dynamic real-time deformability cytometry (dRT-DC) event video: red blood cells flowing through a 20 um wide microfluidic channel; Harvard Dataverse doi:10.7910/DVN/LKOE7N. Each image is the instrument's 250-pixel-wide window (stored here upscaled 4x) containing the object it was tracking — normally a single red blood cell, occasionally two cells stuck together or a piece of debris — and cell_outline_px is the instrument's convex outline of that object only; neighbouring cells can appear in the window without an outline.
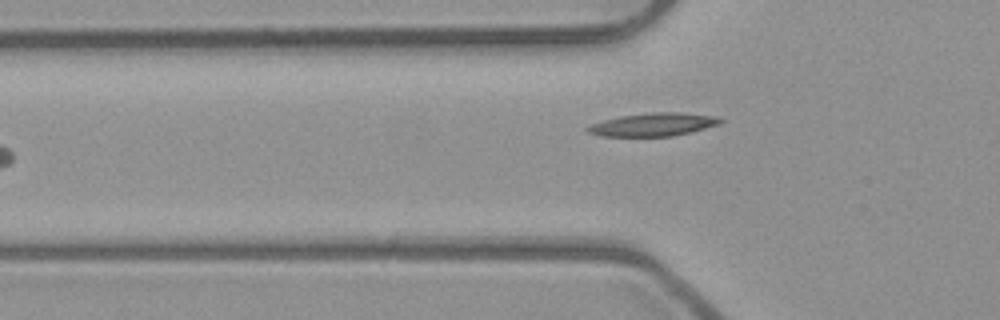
{"species": "common noctule bat (a hibernating species)", "species_latin": "Nyctalus noctula", "temperature_condition": "room temperature", "stored_images_in_passage": 5, "camera_frame_rate_fps": 3000, "um_per_image_px": 0.085, "animal": {"sex": "male", "body_mass_g": 23.1, "forearm_length_mm": 52.7}, "frame": {"image": 1, "passage_image": 5, "time_ms": 1.333, "image_size_px": [1000, 320], "cell_outline_px": [[724, 120], [720, 124], [672, 136], [600, 136], [588, 132], [584, 128], [592, 124], [604, 120], [620, 116], [648, 112], [680, 112], [720, 116]], "centroid_in_image_um": [55.55, 10.57], "position_along_channel_um": 70.3, "area_um2": 17.92}}